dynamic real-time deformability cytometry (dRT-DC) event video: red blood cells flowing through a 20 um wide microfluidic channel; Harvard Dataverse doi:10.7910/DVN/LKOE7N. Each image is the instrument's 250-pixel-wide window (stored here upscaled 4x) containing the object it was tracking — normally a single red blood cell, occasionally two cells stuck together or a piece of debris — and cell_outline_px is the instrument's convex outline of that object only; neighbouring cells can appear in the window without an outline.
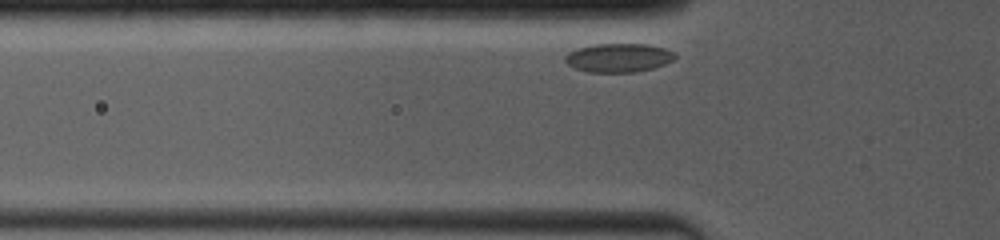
{"species": "common noctule bat (a hibernating species)", "species_latin": "Nyctalus noctula", "temperature_condition": "room temperature", "stored_images_in_passage": 30, "camera_frame_rate_fps": 4000, "um_per_image_px": 0.085, "animal": {"sex": "female", "body_mass_g": 19.0, "forearm_length_mm": 53.3}, "frame": {"image": 1, "passage_image": 2, "time_ms": 0.25, "image_size_px": [1000, 240], "cell_outline_px": [[676, 56], [672, 60], [664, 64], [652, 68], [636, 72], [588, 72], [572, 68], [564, 60], [564, 56], [568, 52], [576, 48], [592, 44], [648, 44], [664, 48], [676, 52]], "centroid_in_image_um": [52.54, 4.9], "position_along_channel_um": 73.3, "area_um2": 18.61}}
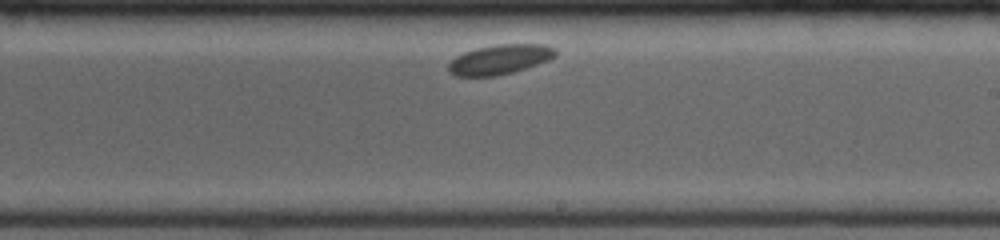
{"frame": {"image": 2, "passage_image": 18, "time_ms": 5.25, "image_size_px": [1000, 240], "cell_outline_px": [[556, 56], [548, 60], [512, 72], [496, 76], [456, 76], [448, 72], [448, 64], [456, 56], [464, 52], [476, 48], [496, 44], [544, 44], [556, 48]], "centroid_in_image_um": [42.46, 5.04], "position_along_channel_um": 246.5, "area_um2": 18.5}}
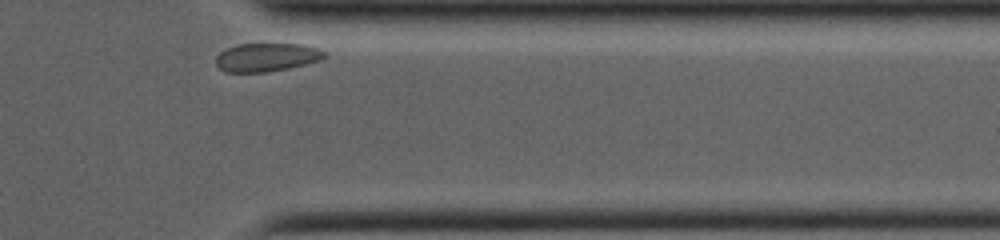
{"frame": {"image": 3, "passage_image": 30, "time_ms": 9.25, "image_size_px": [1000, 240], "cell_outline_px": [[328, 56], [320, 60], [288, 68], [264, 72], [224, 72], [216, 64], [216, 56], [220, 52], [236, 44], [304, 44], [320, 48], [328, 52]], "centroid_in_image_um": [22.71, 4.85], "position_along_channel_um": 388.7, "area_um2": 18.09}}